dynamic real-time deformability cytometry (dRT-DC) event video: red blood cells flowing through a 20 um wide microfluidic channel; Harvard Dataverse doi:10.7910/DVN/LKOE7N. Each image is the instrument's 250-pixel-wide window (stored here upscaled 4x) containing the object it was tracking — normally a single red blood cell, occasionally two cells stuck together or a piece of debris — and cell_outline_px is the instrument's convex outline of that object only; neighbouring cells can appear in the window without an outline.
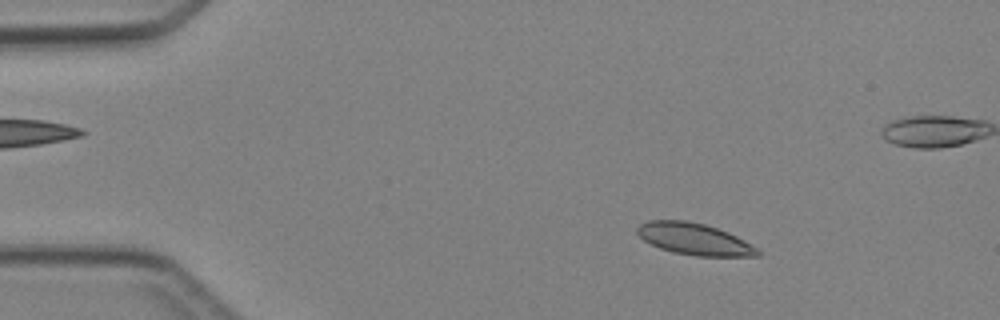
{"species": "Egyptian fruit bat (a non-hibernating species)", "species_latin": "Rousettus aegyptiacus", "temperature_condition": "cold", "stored_images_in_passage": 6, "segment_of_instrument_passage": [1, 2], "camera_frame_rate_fps": 3000, "um_per_image_px": 0.085, "animal": {"sex": "female"}, "frame": {"image": 1, "passage_image": 2, "time_ms": 1.0, "image_size_px": [1000, 320], "cell_outline_px": [[760, 256], [696, 256], [672, 252], [660, 248], [644, 240], [636, 232], [636, 228], [640, 224], [648, 220], [684, 220], [704, 224], [728, 232], [744, 240], [756, 248], [760, 252]], "centroid_in_image_um": [58.99, 20.32], "position_along_channel_um": 26.0, "area_um2": 22.08}}
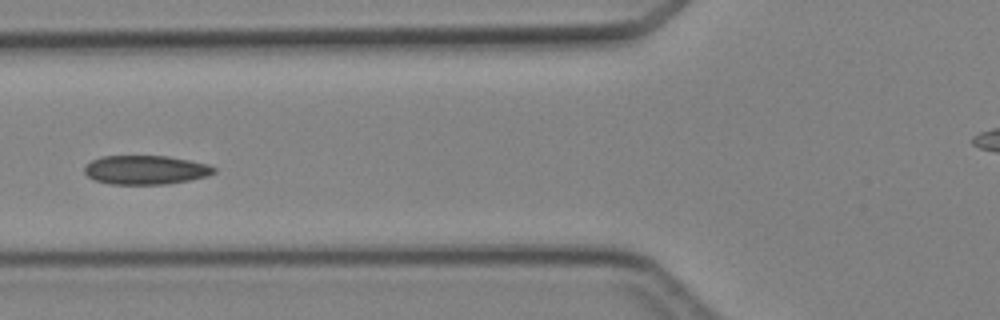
{"frame": {"image": 2, "passage_image": 5, "time_ms": 4.667, "image_size_px": [1000, 320], "cell_outline_px": [[216, 172], [208, 176], [168, 184], [112, 184], [96, 180], [88, 176], [84, 172], [84, 164], [100, 156], [168, 156], [208, 164], [216, 168]], "centroid_in_image_um": [12.37, 14.43], "position_along_channel_um": 113.4, "area_um2": 21.91}}